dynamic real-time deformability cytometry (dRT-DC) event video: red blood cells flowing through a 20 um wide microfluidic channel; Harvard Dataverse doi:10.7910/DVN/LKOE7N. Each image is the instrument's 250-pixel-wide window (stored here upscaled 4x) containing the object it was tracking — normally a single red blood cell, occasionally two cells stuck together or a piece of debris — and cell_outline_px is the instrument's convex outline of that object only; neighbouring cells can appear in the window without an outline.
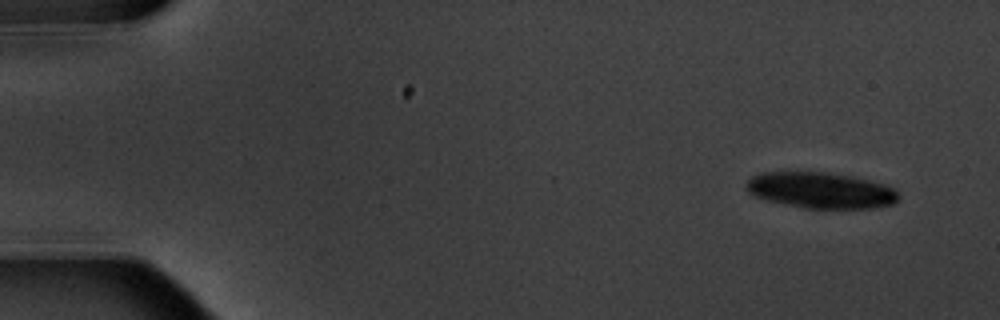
{"species": "common noctule bat (a hibernating species)", "species_latin": "Nyctalus noctula", "temperature_condition": "warm", "stored_images_in_passage": 6, "camera_frame_rate_fps": 3000, "um_per_image_px": 0.085, "animal": {"sex": "male", "body_mass_g": 20.1, "forearm_length_mm": 53.5}, "frame": {"image": 1, "passage_image": 6, "time_ms": 6.667, "image_size_px": [1000, 320], "cell_outline_px": [[900, 200], [892, 204], [876, 208], [804, 208], [768, 200], [756, 196], [748, 192], [744, 188], [744, 184], [752, 176], [760, 172], [824, 172], [848, 176], [868, 180], [884, 184], [892, 188], [900, 196]], "centroid_in_image_um": [69.74, 16.18], "position_along_channel_um": 15.3, "area_um2": 31.85}}